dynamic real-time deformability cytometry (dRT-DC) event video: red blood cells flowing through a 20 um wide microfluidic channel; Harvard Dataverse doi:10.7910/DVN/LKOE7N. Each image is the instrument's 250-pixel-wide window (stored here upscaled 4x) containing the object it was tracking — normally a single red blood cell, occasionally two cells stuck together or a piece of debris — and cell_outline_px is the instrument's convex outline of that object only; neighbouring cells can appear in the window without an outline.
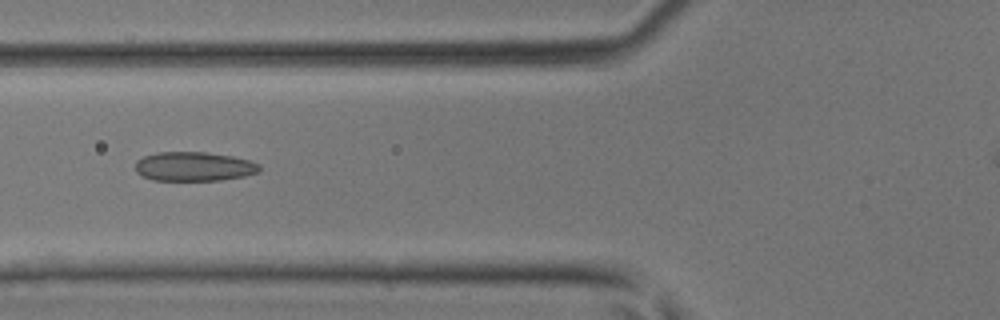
{"species": "common noctule bat (a hibernating species)", "species_latin": "Nyctalus noctula", "temperature_condition": "room temperature", "stored_images_in_passage": 42, "camera_frame_rate_fps": 3000, "um_per_image_px": 0.085, "animal": {"sex": "male", "body_mass_g": 17.9, "forearm_length_mm": 54.2}, "frame": {"image": 1, "passage_image": 18, "time_ms": 5.667, "image_size_px": [1000, 320], "cell_outline_px": [[260, 172], [244, 176], [220, 180], [152, 180], [136, 172], [136, 160], [144, 156], [156, 152], [204, 152], [232, 156], [248, 160], [260, 164]], "centroid_in_image_um": [16.49, 14.15], "position_along_channel_um": 109.3, "area_um2": 21.1}}
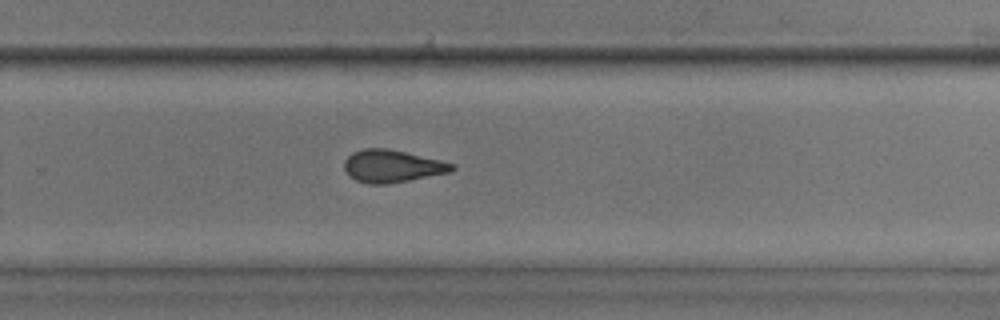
{"frame": {"image": 2, "passage_image": 30, "time_ms": 9.667, "image_size_px": [1000, 320], "cell_outline_px": [[456, 168], [452, 172], [388, 184], [368, 184], [356, 180], [348, 176], [344, 168], [344, 160], [352, 152], [364, 148], [388, 148], [440, 160], [456, 164]], "centroid_in_image_um": [33.33, 14.12], "position_along_channel_um": 296.5, "area_um2": 20.58}}
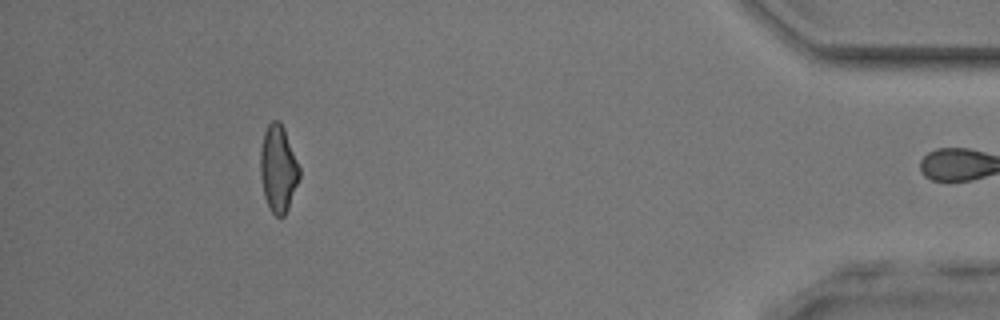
{"frame": {"image": 3, "passage_image": 41, "time_ms": 13.333, "image_size_px": [1000, 320], "cell_outline_px": [[300, 176], [288, 208], [284, 216], [280, 220], [272, 212], [264, 196], [260, 176], [260, 148], [264, 132], [268, 124], [272, 120], [276, 120], [284, 128], [300, 168]], "centroid_in_image_um": [23.63, 14.35], "position_along_channel_um": 411.6, "area_um2": 19.71}}